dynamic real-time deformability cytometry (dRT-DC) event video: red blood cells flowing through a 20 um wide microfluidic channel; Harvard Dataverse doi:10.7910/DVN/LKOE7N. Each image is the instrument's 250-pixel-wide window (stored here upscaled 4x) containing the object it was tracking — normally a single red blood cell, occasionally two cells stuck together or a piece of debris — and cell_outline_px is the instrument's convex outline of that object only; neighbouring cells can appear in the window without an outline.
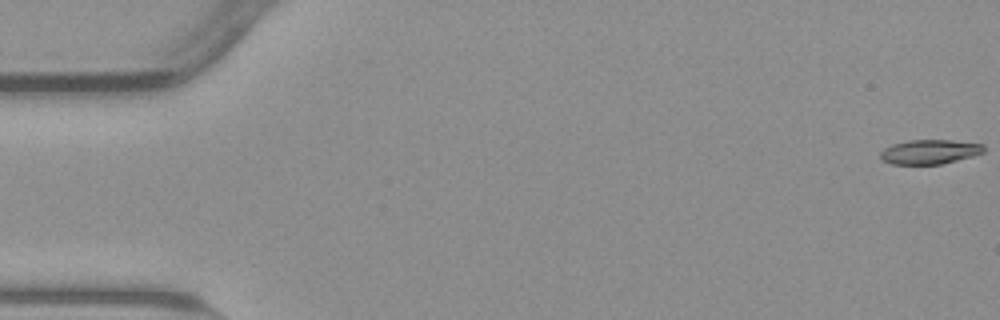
{"species": "common noctule bat (a hibernating species)", "species_latin": "Nyctalus noctula", "temperature_condition": "warm", "stored_images_in_passage": 55, "camera_frame_rate_fps": 3000, "um_per_image_px": 0.085, "animal": {"sex": "male", "body_mass_g": 23.1, "forearm_length_mm": 52.7}, "frame": {"image": 1, "passage_image": 1, "time_ms": 0.0, "image_size_px": [1000, 320], "cell_outline_px": [[984, 152], [972, 156], [940, 164], [892, 164], [884, 160], [880, 156], [880, 152], [884, 148], [892, 144], [908, 140], [952, 140], [984, 144]], "centroid_in_image_um": [79.02, 12.89], "position_along_channel_um": 6.0, "area_um2": 14.62}}
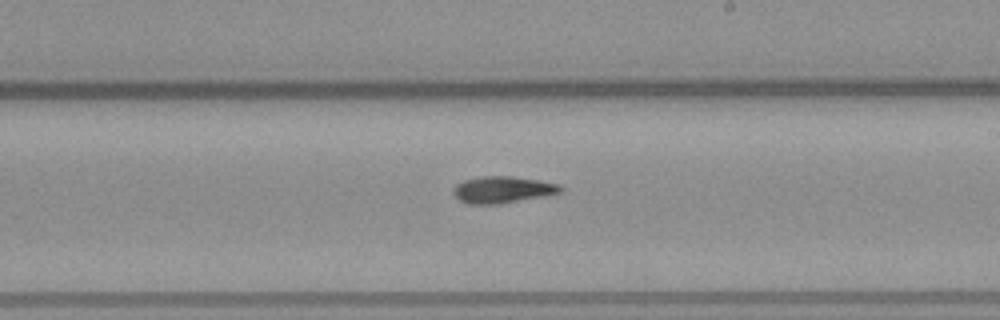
{"frame": {"image": 2, "passage_image": 32, "time_ms": 10.333, "image_size_px": [1000, 320], "cell_outline_px": [[564, 188], [560, 192], [544, 196], [500, 204], [472, 204], [460, 200], [452, 192], [456, 184], [464, 180], [484, 176], [512, 176], [560, 184]], "centroid_in_image_um": [42.73, 16.12], "position_along_channel_um": 246.3, "area_um2": 16.53}}
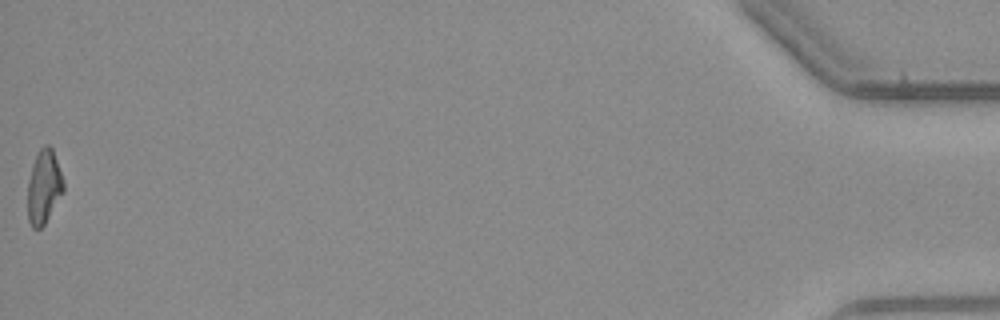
{"frame": {"image": 3, "passage_image": 55, "time_ms": 18.0, "image_size_px": [1000, 320], "cell_outline_px": [[64, 192], [44, 224], [40, 228], [32, 228], [28, 220], [28, 180], [32, 164], [36, 152], [44, 144], [48, 144], [52, 148], [64, 184]], "centroid_in_image_um": [3.72, 15.86], "position_along_channel_um": 431.5, "area_um2": 15.37}}